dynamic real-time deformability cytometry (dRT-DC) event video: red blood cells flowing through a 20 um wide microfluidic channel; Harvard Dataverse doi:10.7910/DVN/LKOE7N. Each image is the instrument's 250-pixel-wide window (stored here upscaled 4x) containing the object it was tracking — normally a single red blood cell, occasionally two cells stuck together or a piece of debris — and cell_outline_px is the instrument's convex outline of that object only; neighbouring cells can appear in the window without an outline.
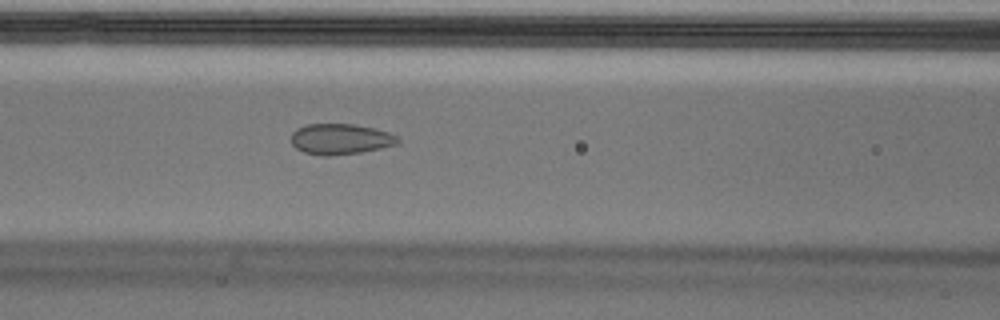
{"species": "Egyptian fruit bat (a non-hibernating species)", "species_latin": "Rousettus aegyptiacus", "temperature_condition": "cold", "stored_images_in_passage": 45, "segment_of_instrument_passage": [1, 2], "camera_frame_rate_fps": 3000, "um_per_image_px": 0.085, "animal": {"sex": "male"}, "frame": {"image": 1, "passage_image": 13, "time_ms": 4.0, "image_size_px": [1000, 320], "cell_outline_px": [[400, 140], [396, 144], [380, 148], [360, 152], [328, 156], [320, 156], [304, 152], [296, 148], [292, 144], [292, 132], [296, 128], [308, 124], [356, 124], [388, 132], [396, 136]], "centroid_in_image_um": [28.9, 11.82], "position_along_channel_um": 137.7, "area_um2": 18.96}}
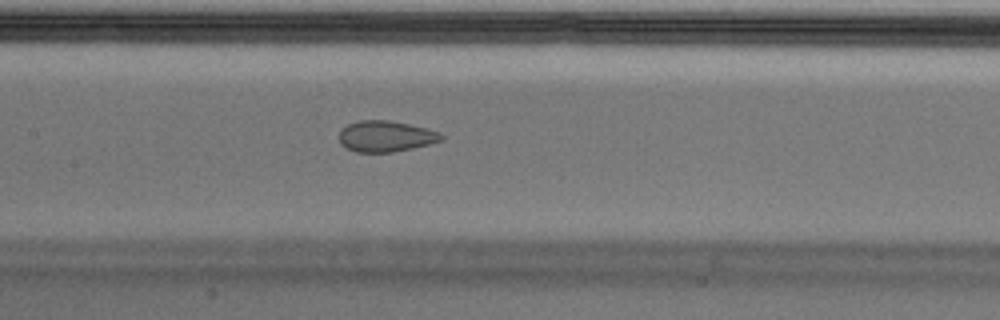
{"frame": {"image": 2, "passage_image": 16, "time_ms": 5.0, "image_size_px": [1000, 320], "cell_outline_px": [[444, 140], [412, 148], [392, 152], [356, 152], [340, 144], [340, 128], [348, 124], [360, 120], [388, 120], [428, 128], [440, 132], [444, 136]], "centroid_in_image_um": [32.8, 11.58], "position_along_channel_um": 174.6, "area_um2": 18.5}}
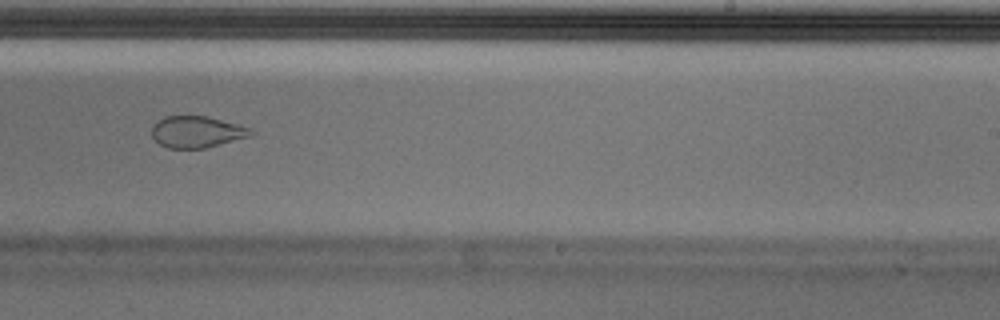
{"frame": {"image": 3, "passage_image": 24, "time_ms": 7.667, "image_size_px": [1000, 320], "cell_outline_px": [[256, 132], [252, 136], [204, 148], [168, 148], [160, 144], [152, 136], [152, 128], [156, 120], [164, 116], [204, 116], [236, 124], [248, 128]], "centroid_in_image_um": [16.71, 11.21], "position_along_channel_um": 272.3, "area_um2": 18.03}}